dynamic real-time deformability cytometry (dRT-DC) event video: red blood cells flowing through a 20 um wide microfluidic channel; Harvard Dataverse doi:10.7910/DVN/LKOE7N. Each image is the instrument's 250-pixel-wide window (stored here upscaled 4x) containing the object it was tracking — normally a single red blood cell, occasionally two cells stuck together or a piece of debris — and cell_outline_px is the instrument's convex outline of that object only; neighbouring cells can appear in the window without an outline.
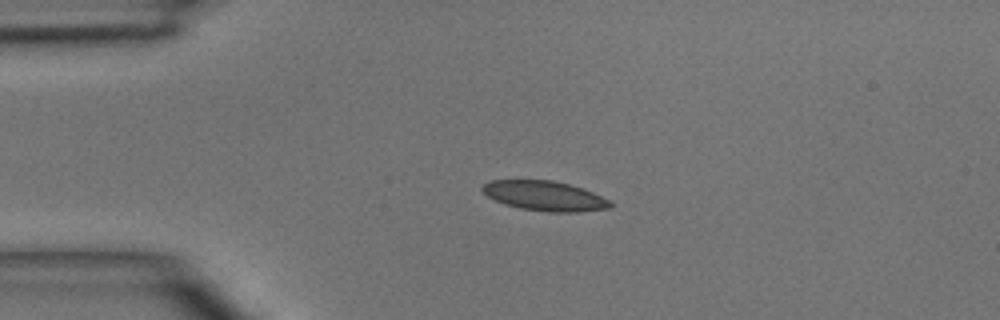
{"species": "common noctule bat (a hibernating species)", "species_latin": "Nyctalus noctula", "temperature_condition": "room temperature", "stored_images_in_passage": 2, "camera_frame_rate_fps": 3000, "um_per_image_px": 0.085, "animal": {"sex": "male", "body_mass_g": 15.6}, "frame": {"image": 1, "passage_image": 2, "time_ms": 1.333, "image_size_px": [1000, 320], "cell_outline_px": [[612, 208], [576, 212], [548, 212], [520, 208], [504, 204], [488, 196], [480, 188], [488, 180], [552, 180], [568, 184], [592, 192], [612, 200]], "centroid_in_image_um": [46.31, 16.65], "position_along_channel_um": 38.7, "area_um2": 22.2}}